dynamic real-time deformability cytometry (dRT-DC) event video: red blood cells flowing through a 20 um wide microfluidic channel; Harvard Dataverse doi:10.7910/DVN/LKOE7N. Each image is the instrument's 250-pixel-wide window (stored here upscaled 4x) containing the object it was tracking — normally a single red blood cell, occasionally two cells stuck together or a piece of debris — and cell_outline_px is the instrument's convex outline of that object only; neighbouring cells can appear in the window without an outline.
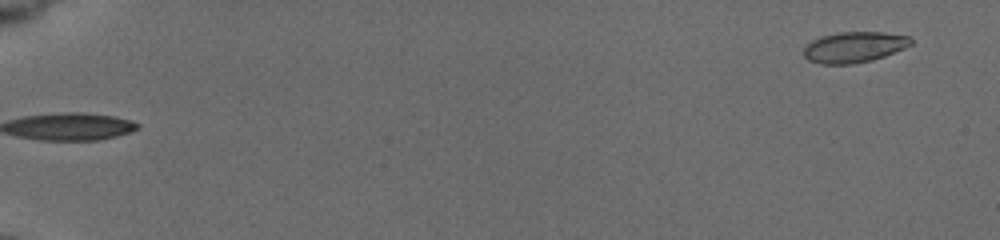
{"species": "common noctule bat (a hibernating species)", "species_latin": "Nyctalus noctula", "temperature_condition": "cold", "stored_images_in_passage": 55, "camera_frame_rate_fps": 3000, "um_per_image_px": 0.085, "animal": {"sex": "female", "body_mass_g": 19.5, "forearm_length_mm": 54.1}, "frame": {"image": 1, "passage_image": 1, "time_ms": 0.0, "image_size_px": [1000, 240], "cell_outline_px": [[912, 44], [904, 48], [884, 56], [872, 60], [852, 64], [820, 64], [808, 60], [804, 56], [804, 48], [812, 40], [820, 36], [840, 32], [884, 32], [908, 36], [912, 40]], "centroid_in_image_um": [72.59, 4.0], "position_along_channel_um": 12.4, "area_um2": 19.19}}
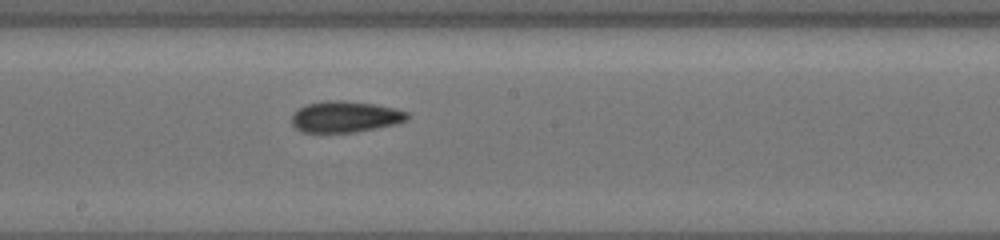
{"frame": {"image": 2, "passage_image": 32, "time_ms": 10.333, "image_size_px": [1000, 240], "cell_outline_px": [[408, 120], [396, 124], [356, 132], [304, 132], [296, 128], [292, 124], [292, 112], [304, 104], [324, 100], [344, 100], [376, 104], [396, 108], [408, 112]], "centroid_in_image_um": [29.34, 9.9], "position_along_channel_um": 218.9, "area_um2": 21.33}}
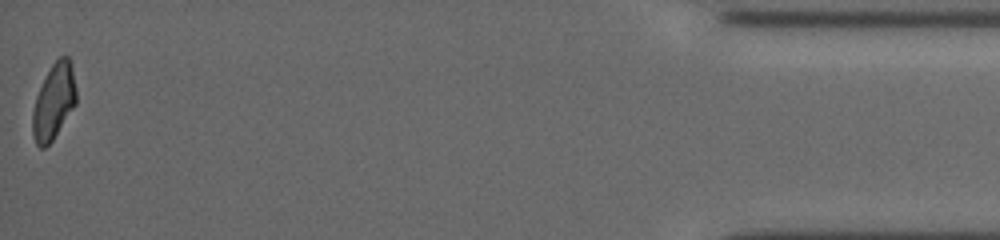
{"frame": {"image": 3, "passage_image": 55, "time_ms": 18.0, "image_size_px": [1000, 240], "cell_outline_px": [[76, 104], [52, 140], [44, 148], [40, 148], [36, 144], [32, 136], [32, 112], [36, 96], [52, 64], [60, 56], [68, 56], [72, 68], [76, 88]], "centroid_in_image_um": [4.56, 8.66], "position_along_channel_um": 430.6, "area_um2": 19.02}}